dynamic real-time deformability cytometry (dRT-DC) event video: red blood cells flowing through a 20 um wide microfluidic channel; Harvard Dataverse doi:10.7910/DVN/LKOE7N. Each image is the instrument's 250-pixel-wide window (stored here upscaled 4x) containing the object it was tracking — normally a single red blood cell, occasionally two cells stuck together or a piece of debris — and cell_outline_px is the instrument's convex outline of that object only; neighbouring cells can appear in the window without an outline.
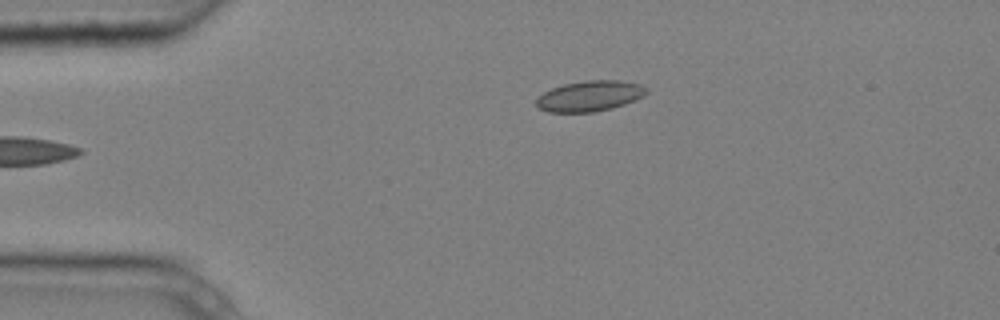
{"species": "common noctule bat (a hibernating species)", "species_latin": "Nyctalus noctula", "temperature_condition": "cold", "stored_images_in_passage": 4, "camera_frame_rate_fps": 3000, "um_per_image_px": 0.085, "animal": {"sex": "male", "body_mass_g": 20.4}, "frame": {"image": 1, "passage_image": 4, "time_ms": 1.0, "image_size_px": [1000, 320], "cell_outline_px": [[648, 92], [644, 96], [624, 104], [612, 108], [592, 112], [548, 112], [540, 108], [536, 104], [536, 96], [552, 88], [564, 84], [584, 80], [616, 80], [640, 84], [648, 88]], "centroid_in_image_um": [50.12, 8.15], "position_along_channel_um": 34.9, "area_um2": 19.65}}